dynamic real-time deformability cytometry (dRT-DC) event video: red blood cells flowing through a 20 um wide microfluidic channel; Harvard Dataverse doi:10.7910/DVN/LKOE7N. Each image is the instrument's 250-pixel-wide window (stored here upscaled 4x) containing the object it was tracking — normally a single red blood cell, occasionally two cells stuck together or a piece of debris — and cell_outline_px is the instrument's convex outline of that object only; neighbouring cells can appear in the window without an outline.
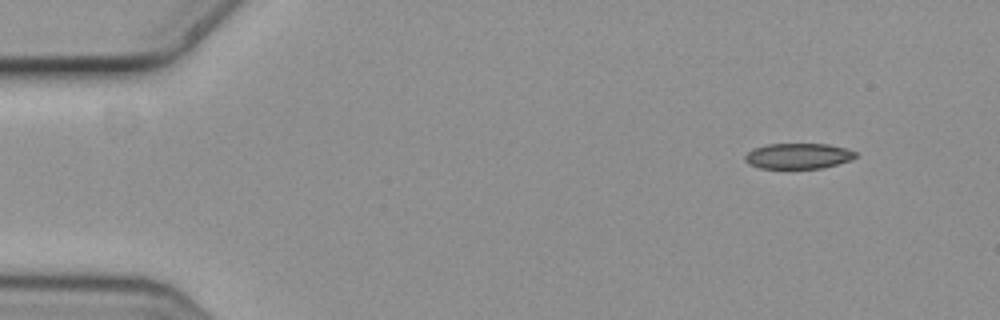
{"species": "common noctule bat (a hibernating species)", "species_latin": "Nyctalus noctula", "temperature_condition": "cold", "stored_images_in_passage": 7, "camera_frame_rate_fps": 3000, "um_per_image_px": 0.085, "animal": {"sex": "female", "body_mass_g": 19.3, "forearm_length_mm": 54.1}, "frame": {"image": 1, "passage_image": 1, "time_ms": 0.0, "image_size_px": [1000, 320], "cell_outline_px": [[856, 156], [852, 160], [820, 168], [760, 168], [748, 164], [744, 160], [744, 156], [752, 148], [768, 144], [828, 144], [844, 148], [856, 152]], "centroid_in_image_um": [67.81, 13.26], "position_along_channel_um": 17.2, "area_um2": 16.42}}
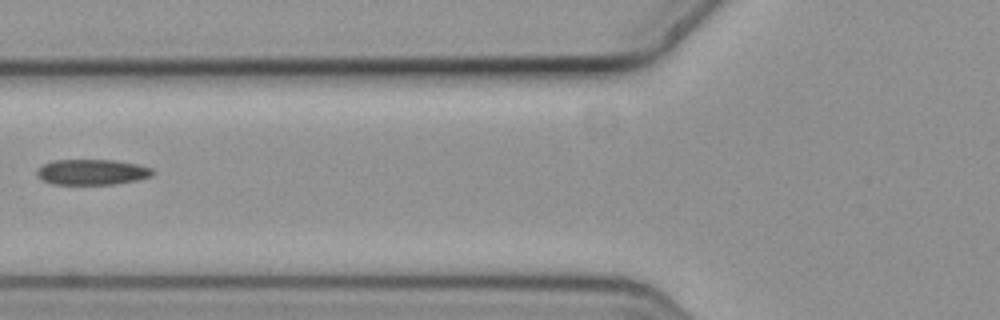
{"frame": {"image": 2, "passage_image": 6, "time_ms": 1.667, "image_size_px": [1000, 320], "cell_outline_px": [[152, 176], [136, 180], [116, 184], [52, 184], [36, 176], [36, 172], [44, 164], [52, 160], [112, 160], [136, 164], [152, 168]], "centroid_in_image_um": [7.8, 14.63], "position_along_channel_um": 118.0, "area_um2": 17.05}}
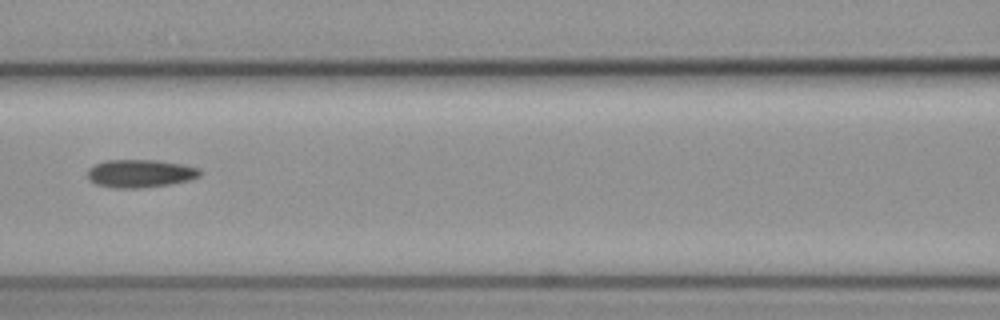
{"frame": {"image": 3, "passage_image": 7, "time_ms": 2.0, "image_size_px": [1000, 320], "cell_outline_px": [[200, 176], [188, 180], [168, 184], [140, 188], [116, 188], [96, 184], [88, 180], [88, 168], [104, 160], [156, 160], [184, 164], [200, 168]], "centroid_in_image_um": [11.9, 14.74], "position_along_channel_um": 154.7, "area_um2": 18.32}}